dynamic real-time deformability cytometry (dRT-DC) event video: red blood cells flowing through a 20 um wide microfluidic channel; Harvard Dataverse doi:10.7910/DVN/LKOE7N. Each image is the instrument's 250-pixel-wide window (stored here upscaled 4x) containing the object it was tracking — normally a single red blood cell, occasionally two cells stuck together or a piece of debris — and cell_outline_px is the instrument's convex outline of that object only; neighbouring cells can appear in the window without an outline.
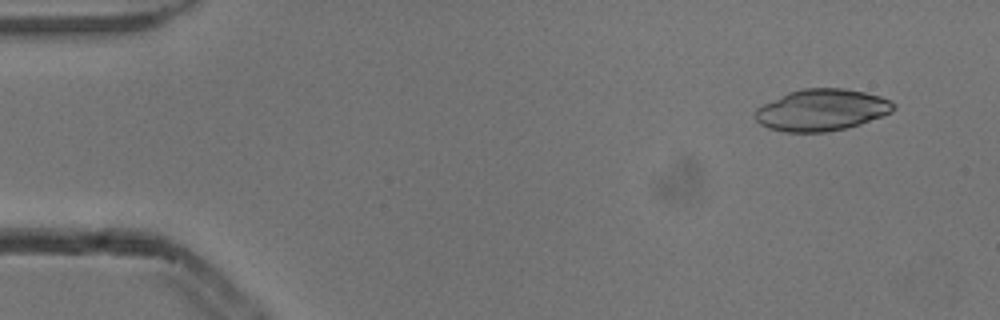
{"species": "common noctule bat (a hibernating species)", "species_latin": "Nyctalus noctula", "temperature_condition": "cold", "stored_images_in_passage": 4, "camera_frame_rate_fps": 3000, "um_per_image_px": 0.085, "animal": {"sex": "male", "body_mass_g": 13.3}, "frame": {"image": 1, "passage_image": 1, "time_ms": 0.0, "image_size_px": [1000, 320], "cell_outline_px": [[896, 108], [892, 112], [860, 124], [828, 132], [784, 132], [768, 128], [760, 124], [756, 120], [756, 108], [788, 92], [804, 88], [844, 88], [864, 92], [880, 96], [896, 104]], "centroid_in_image_um": [69.85, 9.35], "position_along_channel_um": 15.2, "area_um2": 33.47}}